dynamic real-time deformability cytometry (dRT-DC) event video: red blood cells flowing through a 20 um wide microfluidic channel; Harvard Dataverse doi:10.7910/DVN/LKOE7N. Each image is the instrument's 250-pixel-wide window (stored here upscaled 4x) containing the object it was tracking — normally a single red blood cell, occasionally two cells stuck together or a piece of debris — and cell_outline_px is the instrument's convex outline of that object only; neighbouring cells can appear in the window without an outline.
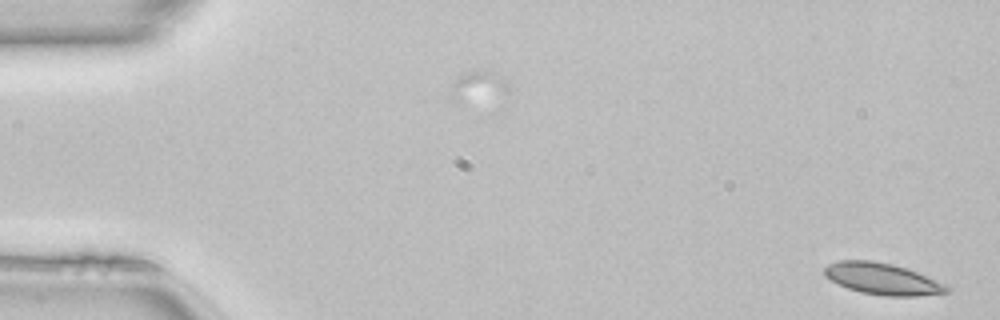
{"species": "common noctule bat (a hibernating species)", "species_latin": "Nyctalus noctula", "temperature_condition": "room temperature", "stored_images_in_passage": 50, "camera_frame_rate_fps": 3000, "um_per_image_px": 0.085, "animal": {"sex": "female", "body_mass_g": 22.7, "forearm_length_mm": 54.2}, "frame": {"image": 1, "passage_image": 1, "time_ms": 0.0, "image_size_px": [1000, 320], "cell_outline_px": [[952, 288], [948, 292], [916, 296], [884, 296], [860, 292], [848, 288], [824, 276], [824, 268], [828, 264], [840, 260], [872, 260], [892, 264], [908, 268], [948, 284]], "centroid_in_image_um": [75.06, 23.7], "position_along_channel_um": 9.9, "area_um2": 22.66}}
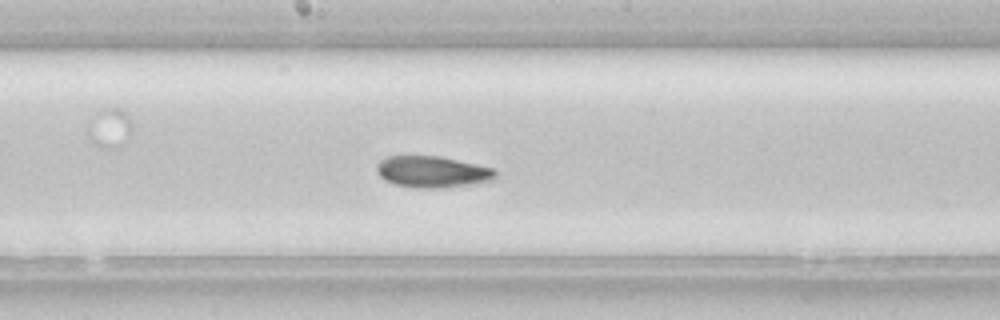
{"frame": {"image": 2, "passage_image": 26, "time_ms": 8.333, "image_size_px": [1000, 320], "cell_outline_px": [[496, 176], [492, 180], [440, 188], [416, 188], [396, 184], [384, 180], [376, 172], [376, 164], [380, 160], [388, 156], [440, 156], [492, 168], [496, 172]], "centroid_in_image_um": [36.68, 14.6], "position_along_channel_um": 211.5, "area_um2": 21.5}}
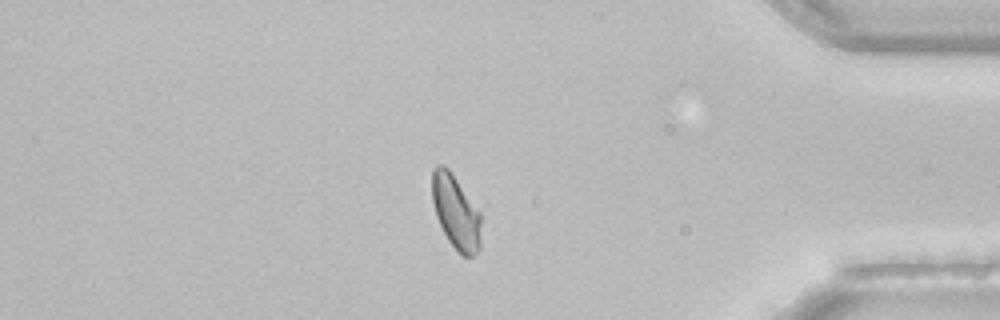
{"frame": {"image": 3, "passage_image": 42, "time_ms": 13.667, "image_size_px": [1000, 320], "cell_outline_px": [[480, 248], [476, 256], [460, 256], [448, 240], [436, 216], [432, 200], [432, 168], [436, 164], [444, 164], [448, 168], [480, 212]], "centroid_in_image_um": [38.73, 18.03], "position_along_channel_um": 396.5, "area_um2": 21.15}, "authors_computed_cell_mechanics": {"area_um2": 21.6461, "velocity_mm_per_s": 4.0932, "shape_relaxation_time_tau1_ms": null, "shape_relaxation_time_tau2_ms": 4.2801, "deformation_change_tau1": null, "deformation_change_tau2": 0.0475}}